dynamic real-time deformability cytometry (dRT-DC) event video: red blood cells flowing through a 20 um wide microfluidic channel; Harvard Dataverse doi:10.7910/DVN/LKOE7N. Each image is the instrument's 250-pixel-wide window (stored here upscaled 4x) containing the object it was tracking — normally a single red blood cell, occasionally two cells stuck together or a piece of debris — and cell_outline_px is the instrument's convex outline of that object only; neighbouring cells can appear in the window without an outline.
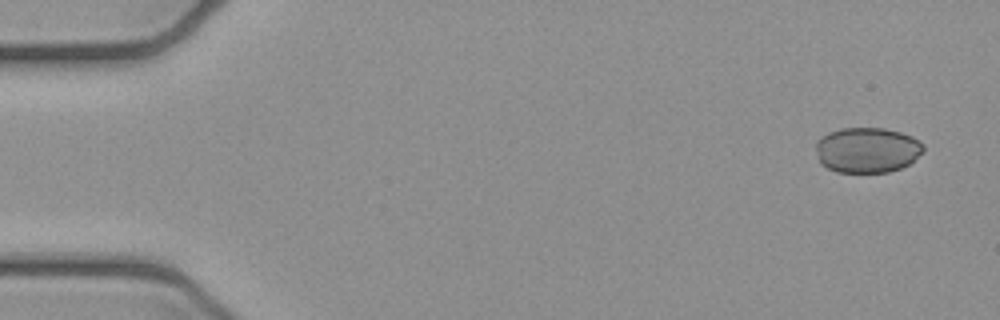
{"species": "common noctule bat (a hibernating species)", "species_latin": "Nyctalus noctula", "temperature_condition": "cold", "stored_images_in_passage": 5, "camera_frame_rate_fps": 3000, "um_per_image_px": 0.085, "animal": {"sex": "female", "body_mass_g": 21.9}, "frame": {"image": 1, "passage_image": 1, "time_ms": 0.0, "image_size_px": [1000, 320], "cell_outline_px": [[924, 152], [908, 164], [900, 168], [888, 172], [836, 172], [820, 164], [816, 148], [816, 144], [828, 132], [840, 128], [884, 128], [900, 132], [912, 136], [920, 140], [924, 144]], "centroid_in_image_um": [73.74, 12.75], "position_along_channel_um": 11.3, "area_um2": 28.5}}
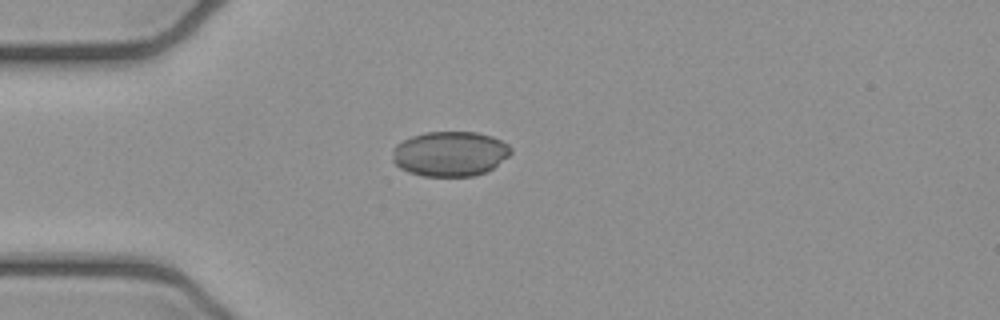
{"frame": {"image": 2, "passage_image": 4, "time_ms": 1.0, "image_size_px": [1000, 320], "cell_outline_px": [[512, 152], [508, 156], [492, 168], [484, 172], [472, 176], [424, 176], [408, 172], [400, 168], [392, 160], [392, 148], [396, 144], [412, 136], [424, 132], [476, 132], [492, 136], [508, 144], [512, 148]], "centroid_in_image_um": [38.23, 13.06], "position_along_channel_um": 46.8, "area_um2": 31.04}}